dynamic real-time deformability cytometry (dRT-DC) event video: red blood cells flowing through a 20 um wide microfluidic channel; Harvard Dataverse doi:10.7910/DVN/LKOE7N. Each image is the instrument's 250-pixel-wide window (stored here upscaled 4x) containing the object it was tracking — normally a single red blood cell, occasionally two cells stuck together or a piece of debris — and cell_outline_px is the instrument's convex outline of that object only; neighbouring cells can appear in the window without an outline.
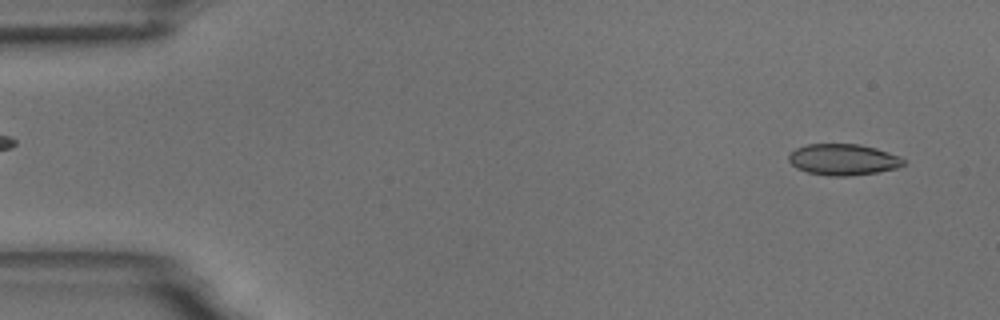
{"species": "common noctule bat (a hibernating species)", "species_latin": "Nyctalus noctula", "temperature_condition": "room temperature", "stored_images_in_passage": 55, "camera_frame_rate_fps": 3000, "um_per_image_px": 0.085, "animal": {"sex": "male", "body_mass_g": 18.8}, "frame": {"image": 1, "passage_image": 3, "time_ms": 0.667, "image_size_px": [1000, 320], "cell_outline_px": [[908, 164], [896, 168], [876, 172], [848, 176], [828, 176], [808, 172], [796, 168], [788, 160], [788, 156], [796, 148], [808, 144], [856, 144], [876, 148], [900, 156]], "centroid_in_image_um": [71.68, 13.56], "position_along_channel_um": 13.3, "area_um2": 20.87}}
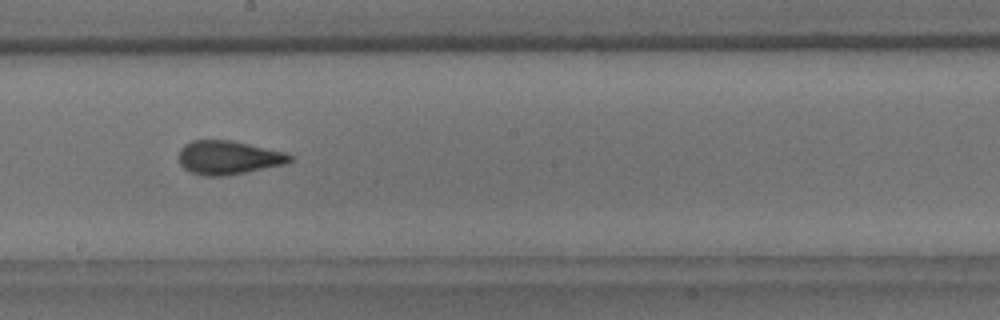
{"frame": {"image": 2, "passage_image": 30, "time_ms": 9.667, "image_size_px": [1000, 320], "cell_outline_px": [[292, 160], [288, 164], [228, 176], [204, 176], [192, 172], [184, 168], [180, 164], [180, 148], [184, 144], [192, 140], [232, 140], [284, 152], [292, 156]], "centroid_in_image_um": [19.43, 13.4], "position_along_channel_um": 228.8, "area_um2": 21.96}}
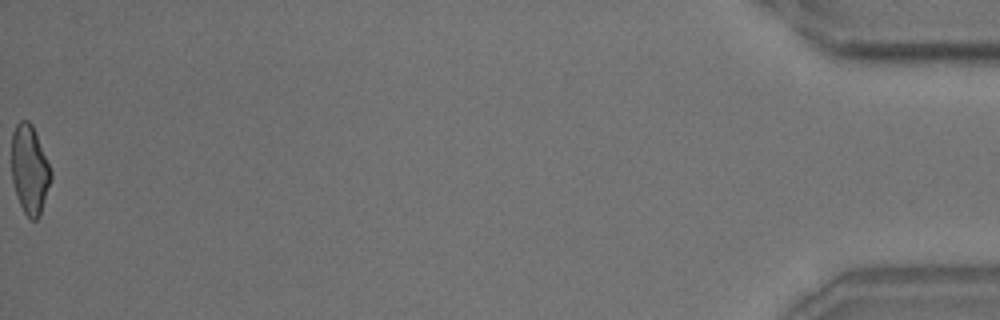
{"frame": {"image": 3, "passage_image": 55, "time_ms": 18.0, "image_size_px": [1000, 320], "cell_outline_px": [[52, 180], [40, 216], [36, 220], [32, 220], [24, 212], [16, 196], [12, 180], [12, 132], [16, 124], [20, 120], [28, 120], [32, 124], [52, 172]], "centroid_in_image_um": [2.52, 14.43], "position_along_channel_um": 432.7, "area_um2": 20.46}, "authors_computed_cell_mechanics": {"area_um2": 21.386, "velocity_mm_per_s": 3.6536, "shape_relaxation_time_tau1_ms": 7.0384, "shape_relaxation_time_tau2_ms": 1.1086, "deformation_change_tau1": 0.1819, "deformation_change_tau2": 0.0658}}